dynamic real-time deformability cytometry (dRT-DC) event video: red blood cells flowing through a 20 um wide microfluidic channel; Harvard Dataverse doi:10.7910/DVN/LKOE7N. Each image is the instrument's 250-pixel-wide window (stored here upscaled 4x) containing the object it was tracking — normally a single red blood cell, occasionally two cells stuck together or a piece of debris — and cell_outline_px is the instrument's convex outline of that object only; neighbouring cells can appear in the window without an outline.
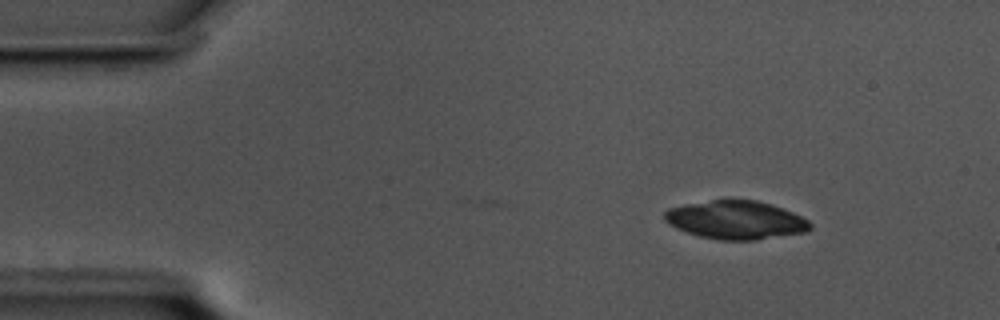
{"species": "common noctule bat (a hibernating species)", "species_latin": "Nyctalus noctula", "temperature_condition": "cold", "stored_images_in_passage": 33, "segment_of_instrument_passage": [1, 2], "camera_frame_rate_fps": 3000, "um_per_image_px": 0.085, "animal": {"sex": "male", "body_mass_g": 17.5, "forearm_length_mm": 52.3}, "frame": {"image": 1, "passage_image": 1, "time_ms": 0.0, "image_size_px": [1000, 320], "cell_outline_px": [[812, 228], [804, 232], [756, 240], [716, 240], [700, 236], [676, 228], [668, 224], [664, 220], [664, 212], [668, 208], [684, 204], [724, 196], [732, 196], [756, 200], [772, 204], [792, 212], [808, 220], [812, 224]], "centroid_in_image_um": [62.5, 18.64], "position_along_channel_um": 22.5, "area_um2": 33.58}}